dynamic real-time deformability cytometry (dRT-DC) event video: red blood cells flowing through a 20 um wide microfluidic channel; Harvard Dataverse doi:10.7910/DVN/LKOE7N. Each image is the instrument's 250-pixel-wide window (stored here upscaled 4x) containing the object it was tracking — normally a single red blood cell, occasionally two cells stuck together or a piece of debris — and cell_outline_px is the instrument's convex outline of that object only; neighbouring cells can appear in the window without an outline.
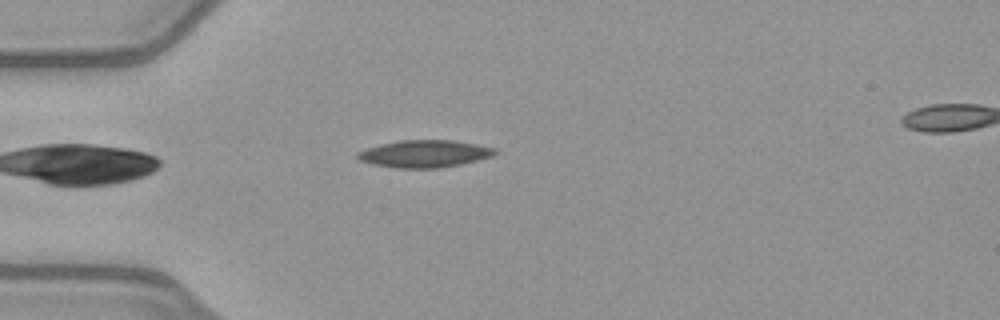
{"species": "common noctule bat (a hibernating species)", "species_latin": "Nyctalus noctula", "temperature_condition": "warm", "stored_images_in_passage": 41, "camera_frame_rate_fps": 3000, "um_per_image_px": 0.085, "animal": {"sex": "female", "body_mass_g": 21.9}, "frame": {"image": 1, "passage_image": 4, "time_ms": 1.0, "image_size_px": [1000, 320], "cell_outline_px": [[500, 152], [492, 156], [460, 164], [436, 168], [396, 168], [372, 164], [360, 160], [356, 156], [356, 152], [380, 144], [400, 140], [452, 140], [476, 144], [496, 148]], "centroid_in_image_um": [36.09, 13.06], "position_along_channel_um": 48.9, "area_um2": 21.79}}
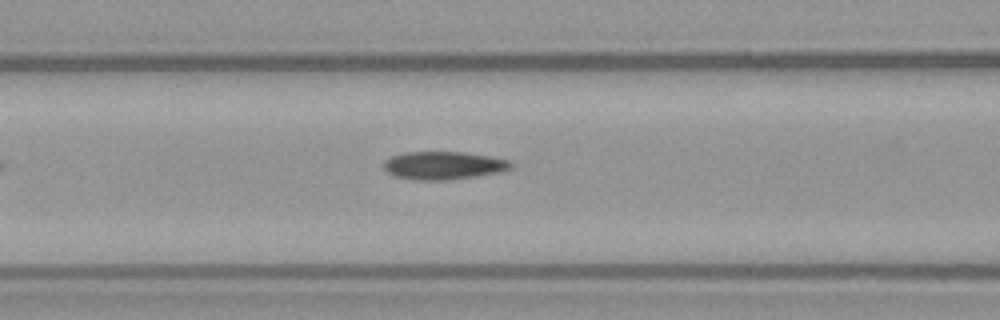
{"frame": {"image": 2, "passage_image": 11, "time_ms": 3.333, "image_size_px": [1000, 320], "cell_outline_px": [[516, 164], [512, 168], [500, 172], [476, 176], [448, 180], [420, 180], [396, 176], [388, 172], [384, 168], [384, 160], [392, 156], [404, 152], [464, 152], [492, 156], [512, 160]], "centroid_in_image_um": [37.78, 14.05], "position_along_channel_um": 128.8, "area_um2": 20.92}}
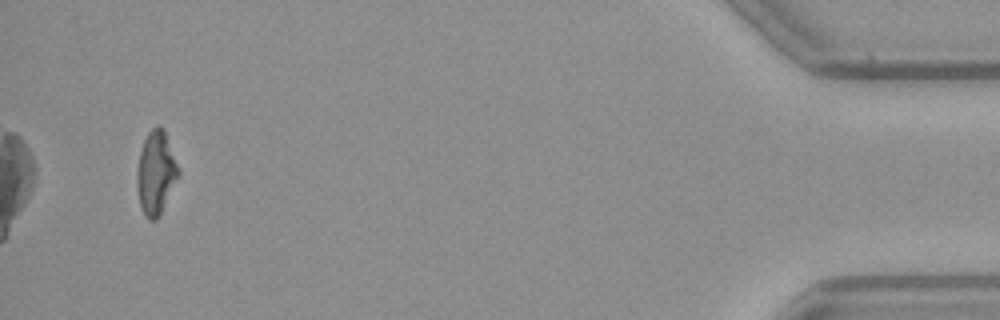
{"frame": {"image": 3, "passage_image": 39, "time_ms": 12.667, "image_size_px": [1000, 320], "cell_outline_px": [[180, 176], [160, 216], [156, 220], [148, 220], [144, 216], [140, 208], [136, 180], [136, 176], [140, 152], [144, 140], [148, 132], [156, 124], [160, 124], [164, 128], [180, 172]], "centroid_in_image_um": [13.26, 14.71], "position_along_channel_um": 421.9, "area_um2": 20.52}, "authors_computed_cell_mechanics": {"area_um2": 20.8658, "velocity_mm_per_s": 4.0178, "shape_relaxation_time_tau1_ms": 9.9004, "shape_relaxation_time_tau2_ms": 2.3739, "deformation_change_tau1": 0.2507, "deformation_change_tau2": 0.1086}}